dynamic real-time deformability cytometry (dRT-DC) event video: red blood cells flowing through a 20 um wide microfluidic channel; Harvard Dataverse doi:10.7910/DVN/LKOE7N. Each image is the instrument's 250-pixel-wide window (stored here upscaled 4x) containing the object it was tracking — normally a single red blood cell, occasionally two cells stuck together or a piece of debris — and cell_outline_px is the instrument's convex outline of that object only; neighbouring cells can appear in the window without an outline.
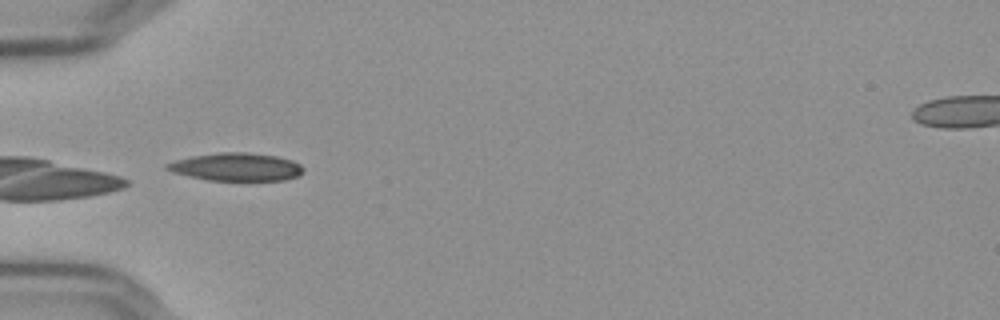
{"species": "Egyptian fruit bat (a non-hibernating species)", "species_latin": "Rousettus aegyptiacus", "temperature_condition": "cold", "stored_images_in_passage": 20, "camera_frame_rate_fps": 3000, "um_per_image_px": 0.085, "frame": {"image": 1, "passage_image": 1, "time_ms": 0.0, "image_size_px": [1000, 320], "cell_outline_px": [[304, 172], [296, 176], [284, 180], [208, 180], [172, 172], [164, 168], [164, 164], [176, 160], [192, 156], [220, 152], [244, 152], [276, 156], [292, 160], [300, 164], [304, 168]], "centroid_in_image_um": [20.08, 14.18], "position_along_channel_um": 64.9, "area_um2": 22.08}}